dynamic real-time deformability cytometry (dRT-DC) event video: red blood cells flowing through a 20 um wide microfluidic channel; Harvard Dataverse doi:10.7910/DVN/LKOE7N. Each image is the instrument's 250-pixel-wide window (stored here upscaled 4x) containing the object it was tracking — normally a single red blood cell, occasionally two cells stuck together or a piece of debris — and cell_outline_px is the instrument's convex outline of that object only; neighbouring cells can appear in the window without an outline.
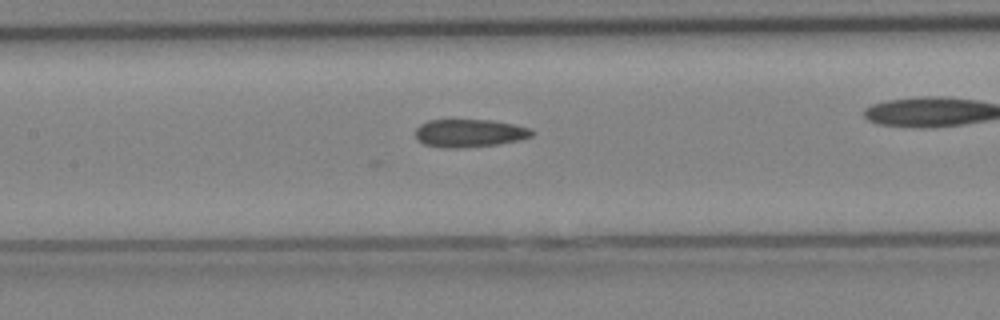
{"species": "Egyptian fruit bat (a non-hibernating species)", "species_latin": "Rousettus aegyptiacus", "temperature_condition": "cold", "stored_images_in_passage": 21, "camera_frame_rate_fps": 3000, "um_per_image_px": 0.085, "animal": {"sex": "female"}, "frame": {"image": 1, "passage_image": 10, "time_ms": 3.0, "image_size_px": [1000, 320], "cell_outline_px": [[536, 132], [532, 136], [520, 140], [496, 144], [464, 148], [440, 148], [424, 144], [416, 140], [416, 128], [420, 124], [428, 120], [492, 120], [532, 128]], "centroid_in_image_um": [39.9, 11.32], "position_along_channel_um": 167.5, "area_um2": 19.19}}
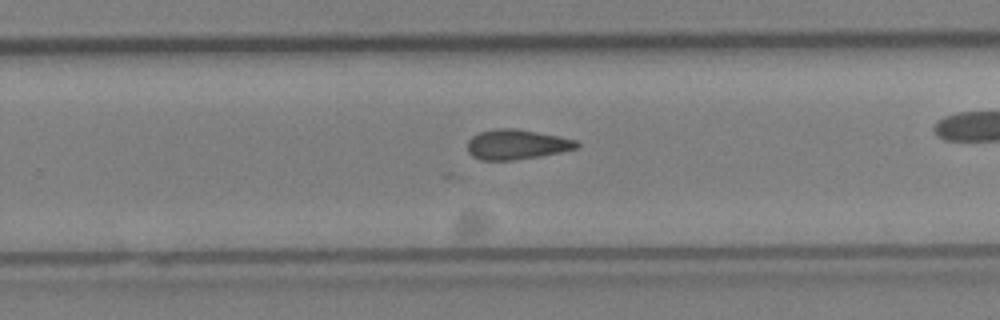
{"frame": {"image": 2, "passage_image": 16, "time_ms": 5.0, "image_size_px": [1000, 320], "cell_outline_px": [[580, 144], [576, 148], [560, 152], [540, 156], [512, 160], [480, 160], [472, 156], [468, 152], [468, 140], [472, 136], [480, 132], [496, 128], [512, 128], [556, 136], [576, 140]], "centroid_in_image_um": [43.87, 12.29], "position_along_channel_um": 285.9, "area_um2": 18.79}}